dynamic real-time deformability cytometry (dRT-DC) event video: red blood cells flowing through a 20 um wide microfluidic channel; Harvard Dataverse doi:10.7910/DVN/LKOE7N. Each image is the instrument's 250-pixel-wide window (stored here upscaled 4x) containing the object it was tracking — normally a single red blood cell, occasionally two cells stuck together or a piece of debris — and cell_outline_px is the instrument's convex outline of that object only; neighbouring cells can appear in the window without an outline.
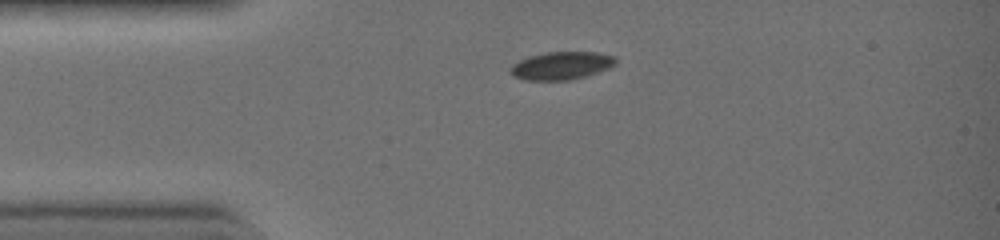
{"species": "common noctule bat (a hibernating species)", "species_latin": "Nyctalus noctula", "temperature_condition": "warm", "stored_images_in_passage": 34, "camera_frame_rate_fps": 3000, "um_per_image_px": 0.085, "animal": {"sex": "female", "body_mass_g": 19.0, "forearm_length_mm": 51.5}, "frame": {"image": 1, "passage_image": 1, "time_ms": 0.0, "image_size_px": [1000, 240], "cell_outline_px": [[616, 64], [608, 68], [584, 76], [568, 80], [524, 80], [512, 76], [512, 64], [528, 56], [548, 52], [596, 52], [616, 56]], "centroid_in_image_um": [47.72, 5.57], "position_along_channel_um": 37.3, "area_um2": 16.94}}
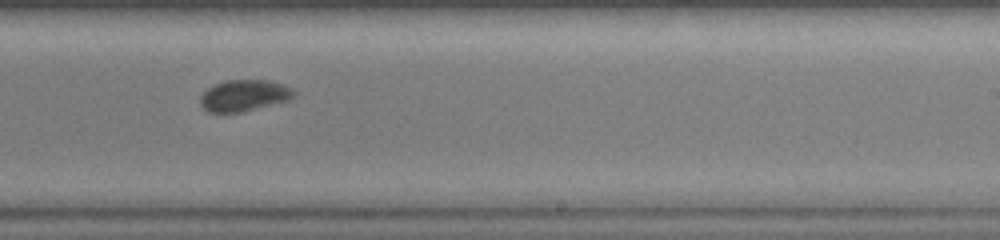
{"frame": {"image": 2, "passage_image": 18, "time_ms": 5.667, "image_size_px": [1000, 240], "cell_outline_px": [[296, 96], [284, 100], [236, 112], [212, 112], [204, 108], [200, 104], [200, 96], [212, 84], [228, 80], [268, 80], [284, 84], [292, 88], [296, 92]], "centroid_in_image_um": [20.72, 8.08], "position_along_channel_um": 268.3, "area_um2": 16.65}}
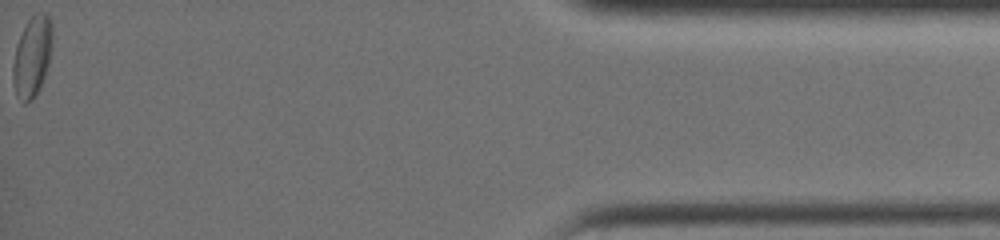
{"frame": {"image": 3, "passage_image": 34, "time_ms": 11.0, "image_size_px": [1000, 240], "cell_outline_px": [[52, 40], [48, 60], [44, 76], [36, 92], [24, 104], [16, 92], [12, 76], [12, 68], [16, 48], [20, 36], [28, 20], [36, 12], [44, 12], [52, 20]], "centroid_in_image_um": [2.73, 4.72], "position_along_channel_um": 432.5, "area_um2": 17.8}, "authors_computed_cell_mechanics": {"area_um2": 16.9643, "velocity_mm_per_s": 4.558, "shape_relaxation_time_tau1_ms": 4.7763, "shape_relaxation_time_tau2_ms": 2.6863, "deformation_change_tau1": 0.1314, "deformation_change_tau2": 0.048}}